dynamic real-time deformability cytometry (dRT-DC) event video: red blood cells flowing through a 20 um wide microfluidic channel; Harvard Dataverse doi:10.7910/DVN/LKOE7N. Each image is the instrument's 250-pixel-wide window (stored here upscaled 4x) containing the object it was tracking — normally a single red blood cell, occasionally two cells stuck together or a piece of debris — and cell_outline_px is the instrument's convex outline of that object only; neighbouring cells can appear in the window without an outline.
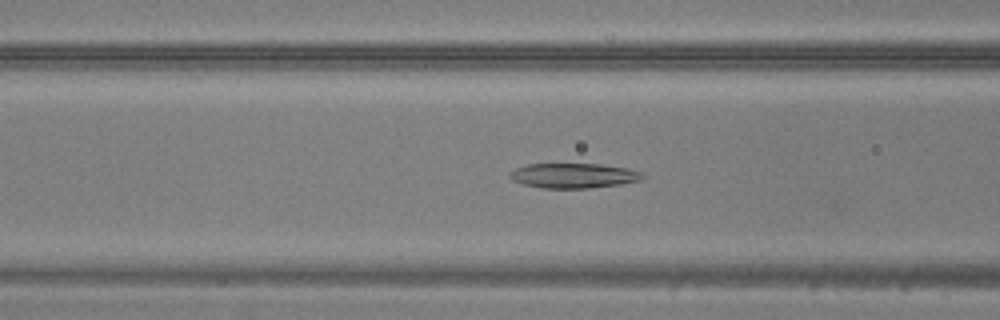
{"species": "common noctule bat (a hibernating species)", "species_latin": "Nyctalus noctula", "temperature_condition": "warm", "stored_images_in_passage": 49, "camera_frame_rate_fps": 3000, "um_per_image_px": 0.085, "animal": {"sex": "male", "body_mass_g": 20.5, "forearm_length_mm": 52.5}, "frame": {"image": 1, "passage_image": 20, "time_ms": 6.333, "image_size_px": [1000, 320], "cell_outline_px": [[644, 176], [640, 180], [620, 184], [588, 188], [540, 188], [524, 184], [512, 180], [508, 176], [516, 168], [528, 164], [600, 164], [628, 168], [644, 172]], "centroid_in_image_um": [48.77, 14.93], "position_along_channel_um": 117.8, "area_um2": 19.19}}
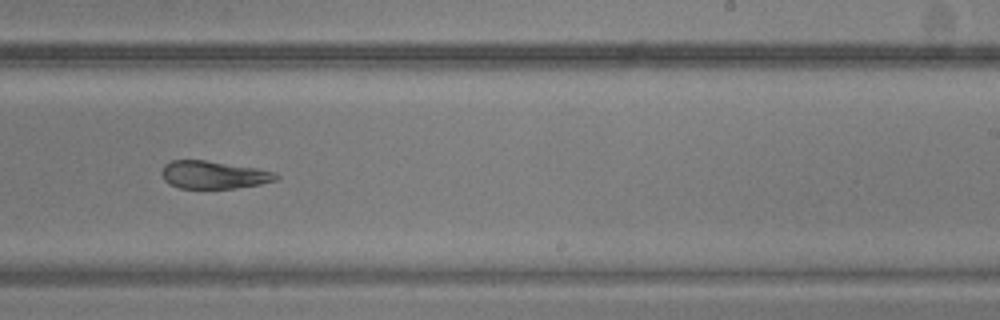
{"frame": {"image": 2, "passage_image": 31, "time_ms": 10.0, "image_size_px": [1000, 320], "cell_outline_px": [[280, 176], [276, 180], [260, 184], [236, 188], [180, 188], [168, 184], [164, 180], [160, 172], [164, 164], [172, 160], [204, 160], [256, 168], [276, 172]], "centroid_in_image_um": [18.14, 14.86], "position_along_channel_um": 270.9, "area_um2": 18.55}}
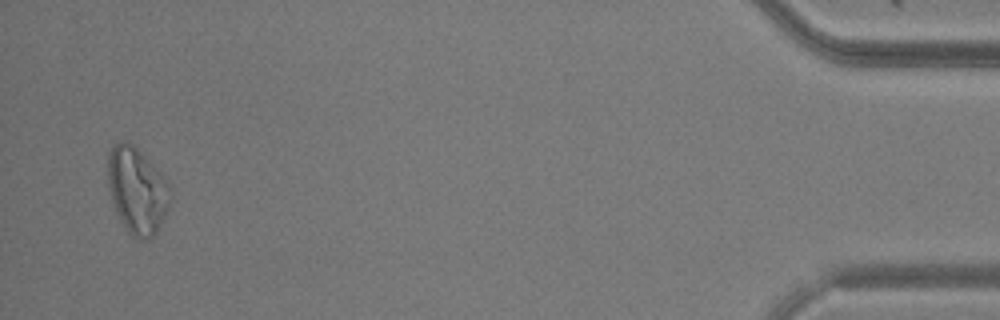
{"frame": {"image": 3, "passage_image": 48, "time_ms": 15.667, "image_size_px": [1000, 320], "cell_outline_px": [[168, 208], [156, 232], [148, 240], [136, 240], [128, 232], [116, 212], [112, 204], [108, 184], [108, 152], [112, 144], [120, 140], [124, 140], [132, 144], [168, 180]], "centroid_in_image_um": [11.61, 16.18], "position_along_channel_um": 423.6, "area_um2": 31.15}}